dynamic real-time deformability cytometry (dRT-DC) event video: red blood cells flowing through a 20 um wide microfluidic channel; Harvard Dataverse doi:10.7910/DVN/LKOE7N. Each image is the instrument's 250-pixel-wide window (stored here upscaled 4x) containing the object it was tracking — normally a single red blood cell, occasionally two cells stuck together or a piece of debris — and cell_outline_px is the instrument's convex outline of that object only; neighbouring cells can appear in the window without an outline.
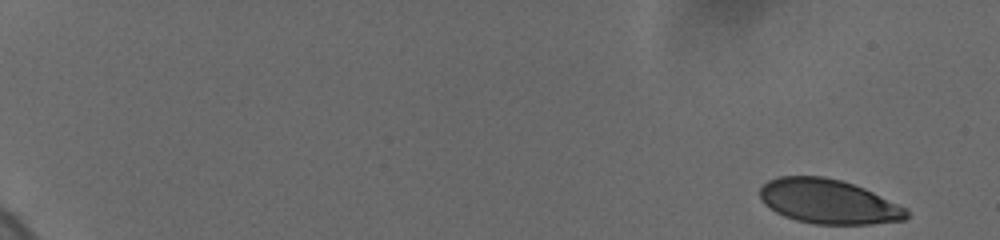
{"species": "human", "species_latin": "Homo sapiens", "temperature_condition": "cold", "stored_images_in_passage": 29, "camera_frame_rate_fps": 3000, "um_per_image_px": 0.085, "donor": {"sex": "female"}, "frame": {"image": 1, "passage_image": 1, "time_ms": 0.0, "image_size_px": [1000, 240], "cell_outline_px": [[908, 216], [904, 220], [872, 224], [812, 224], [796, 220], [784, 216], [776, 212], [764, 204], [760, 196], [760, 188], [768, 180], [776, 176], [824, 176], [840, 180], [864, 188], [908, 208]], "centroid_in_image_um": [70.41, 17.13], "position_along_channel_um": 14.6, "area_um2": 38.09}}
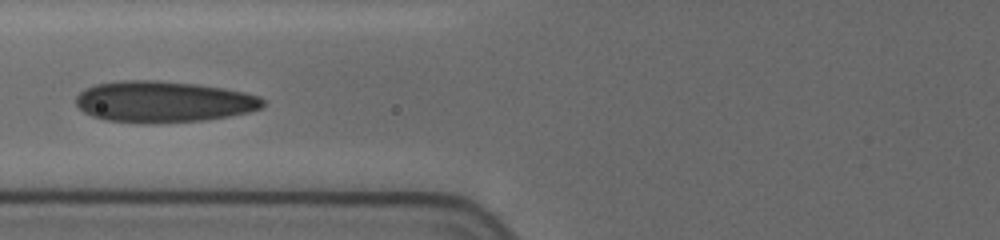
{"frame": {"image": 2, "passage_image": 22, "time_ms": 8.0, "image_size_px": [1000, 240], "cell_outline_px": [[264, 104], [260, 108], [248, 112], [228, 116], [204, 120], [148, 124], [108, 120], [92, 116], [84, 112], [76, 104], [76, 96], [84, 88], [96, 84], [120, 80], [156, 80], [196, 84], [224, 88], [244, 92], [260, 96], [264, 100]], "centroid_in_image_um": [13.87, 8.64], "position_along_channel_um": 111.9, "area_um2": 45.03}}
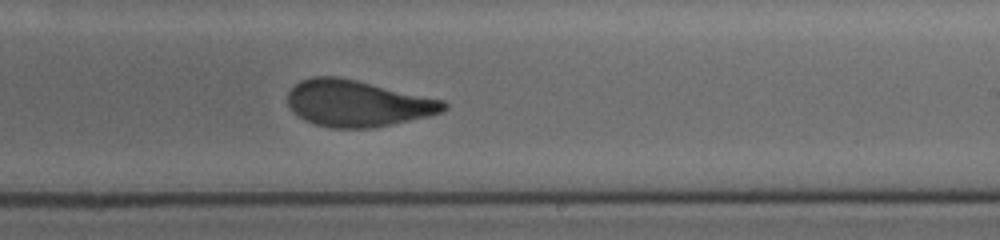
{"frame": {"image": 3, "passage_image": 29, "time_ms": 12.0, "image_size_px": [1000, 240], "cell_outline_px": [[448, 108], [444, 112], [428, 116], [392, 124], [372, 128], [332, 128], [316, 124], [304, 120], [292, 112], [288, 104], [288, 92], [300, 80], [312, 76], [336, 76], [356, 80], [444, 100], [448, 104]], "centroid_in_image_um": [30.38, 8.79], "position_along_channel_um": 258.6, "area_um2": 42.25}}